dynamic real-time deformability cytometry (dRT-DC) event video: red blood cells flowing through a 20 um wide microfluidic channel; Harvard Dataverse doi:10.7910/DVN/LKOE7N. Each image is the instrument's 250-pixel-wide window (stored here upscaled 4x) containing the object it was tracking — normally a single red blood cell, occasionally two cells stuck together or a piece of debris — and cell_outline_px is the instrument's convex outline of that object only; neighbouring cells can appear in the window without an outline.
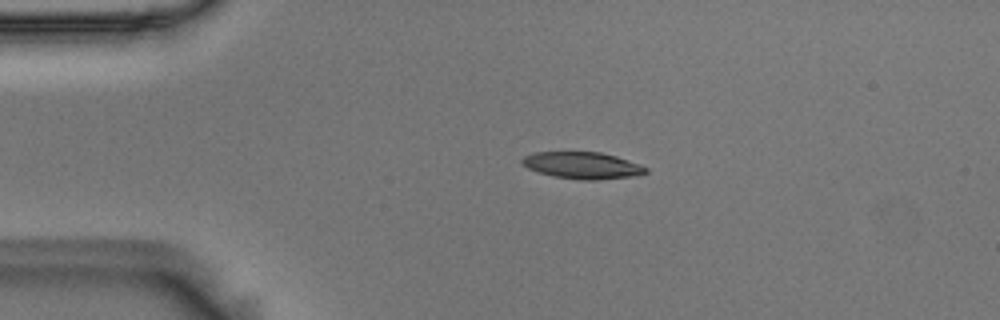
{"species": "Egyptian fruit bat (a non-hibernating species)", "species_latin": "Rousettus aegyptiacus", "temperature_condition": "room temperature", "stored_images_in_passage": 54, "camera_frame_rate_fps": 3000, "um_per_image_px": 0.085, "animal": {"sex": "male"}, "frame": {"image": 1, "passage_image": 10, "time_ms": 3.0, "image_size_px": [1000, 320], "cell_outline_px": [[648, 172], [632, 176], [596, 180], [580, 180], [552, 176], [528, 168], [520, 164], [520, 160], [524, 156], [536, 152], [600, 152], [616, 156], [640, 164], [648, 168]], "centroid_in_image_um": [49.49, 14.06], "position_along_channel_um": 35.5, "area_um2": 19.31}}
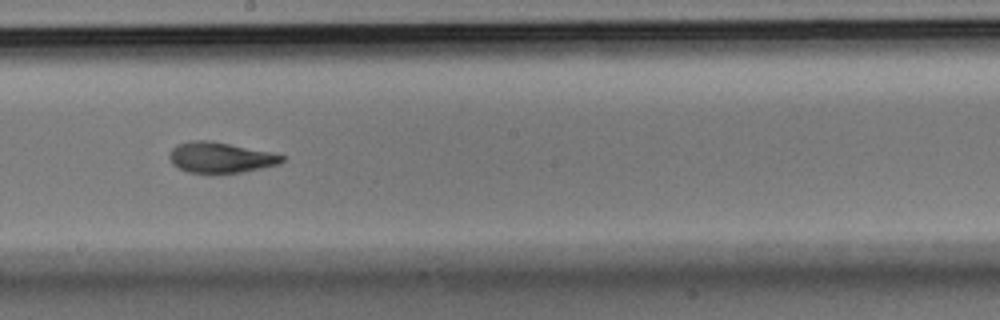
{"frame": {"image": 2, "passage_image": 29, "time_ms": 9.333, "image_size_px": [1000, 320], "cell_outline_px": [[284, 160], [280, 164], [244, 172], [188, 172], [172, 164], [168, 156], [168, 152], [176, 144], [188, 140], [212, 140], [272, 152], [284, 156]], "centroid_in_image_um": [18.72, 13.36], "position_along_channel_um": 229.5, "area_um2": 20.23}}
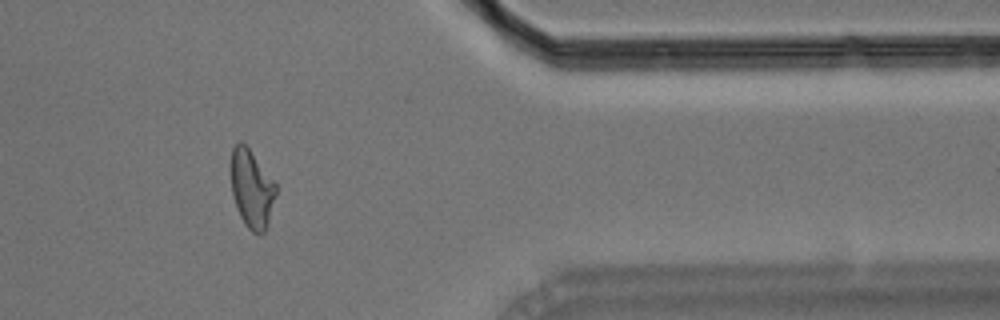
{"frame": {"image": 3, "passage_image": 44, "time_ms": 14.333, "image_size_px": [1000, 320], "cell_outline_px": [[276, 192], [268, 224], [264, 232], [260, 236], [252, 232], [244, 224], [240, 216], [232, 192], [232, 148], [240, 140], [248, 148], [276, 184]], "centroid_in_image_um": [21.41, 16.09], "position_along_channel_um": 390.0, "area_um2": 20.0}, "authors_computed_cell_mechanics": {"area_um2": 20.3745, "velocity_mm_per_s": 3.617, "shape_relaxation_time_tau1_ms": 7.2166, "shape_relaxation_time_tau2_ms": 2.0491, "deformation_change_tau1": 0.2134, "deformation_change_tau2": 0.0929}}